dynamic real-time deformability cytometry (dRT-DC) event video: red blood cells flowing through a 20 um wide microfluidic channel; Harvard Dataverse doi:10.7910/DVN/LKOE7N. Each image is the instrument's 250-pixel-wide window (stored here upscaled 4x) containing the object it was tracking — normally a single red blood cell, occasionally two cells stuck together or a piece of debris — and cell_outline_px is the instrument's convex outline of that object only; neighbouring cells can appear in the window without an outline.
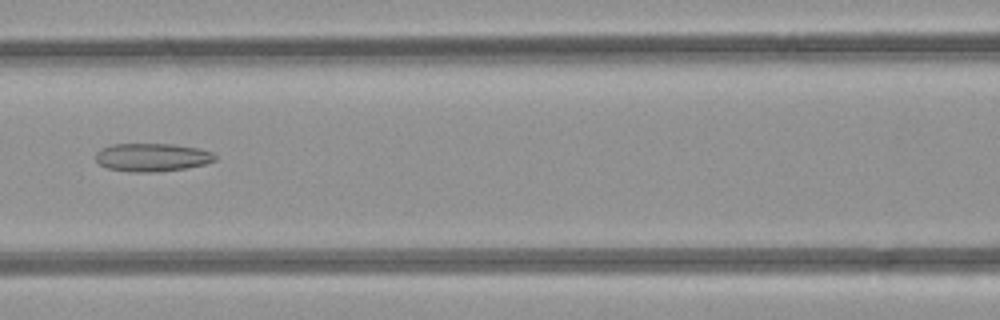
{"species": "common noctule bat (a hibernating species)", "species_latin": "Nyctalus noctula", "temperature_condition": "room temperature", "stored_images_in_passage": 49, "camera_frame_rate_fps": 3000, "um_per_image_px": 0.085, "animal": {"sex": "female", "body_mass_g": 21.9}, "frame": {"image": 1, "passage_image": 22, "time_ms": 7.0, "image_size_px": [1000, 320], "cell_outline_px": [[216, 160], [204, 164], [188, 168], [152, 172], [132, 172], [108, 168], [100, 164], [96, 160], [96, 152], [100, 148], [112, 144], [172, 144], [200, 148], [212, 152], [216, 156]], "centroid_in_image_um": [12.94, 13.36], "position_along_channel_um": 153.7, "area_um2": 19.65}}
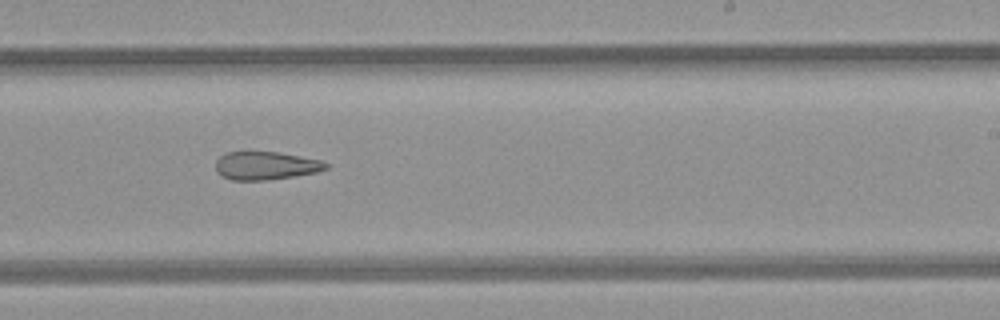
{"frame": {"image": 2, "passage_image": 30, "time_ms": 9.667, "image_size_px": [1000, 320], "cell_outline_px": [[328, 168], [316, 172], [292, 176], [264, 180], [232, 180], [216, 172], [216, 160], [220, 156], [228, 152], [280, 152], [320, 160], [328, 164]], "centroid_in_image_um": [22.58, 14.07], "position_along_channel_um": 266.4, "area_um2": 17.86}}
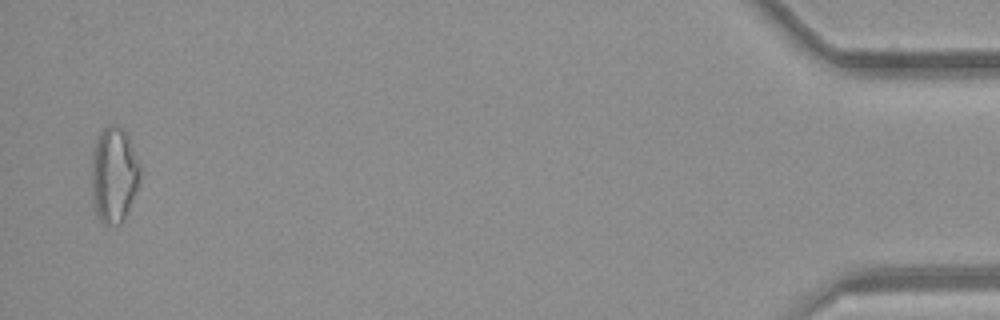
{"frame": {"image": 3, "passage_image": 48, "time_ms": 15.667, "image_size_px": [1000, 320], "cell_outline_px": [[140, 184], [124, 220], [120, 224], [104, 224], [100, 220], [92, 204], [92, 152], [96, 140], [100, 132], [108, 124], [116, 124], [124, 128], [128, 136], [140, 164]], "centroid_in_image_um": [9.69, 14.85], "position_along_channel_um": 425.5, "area_um2": 27.51}, "authors_computed_cell_mechanics": {"area_um2": 22.5998, "velocity_mm_per_s": 4.2331, "shape_relaxation_time_tau1_ms": null, "shape_relaxation_time_tau2_ms": 11.2718, "deformation_change_tau1": null, "deformation_change_tau2": 0.3042}}